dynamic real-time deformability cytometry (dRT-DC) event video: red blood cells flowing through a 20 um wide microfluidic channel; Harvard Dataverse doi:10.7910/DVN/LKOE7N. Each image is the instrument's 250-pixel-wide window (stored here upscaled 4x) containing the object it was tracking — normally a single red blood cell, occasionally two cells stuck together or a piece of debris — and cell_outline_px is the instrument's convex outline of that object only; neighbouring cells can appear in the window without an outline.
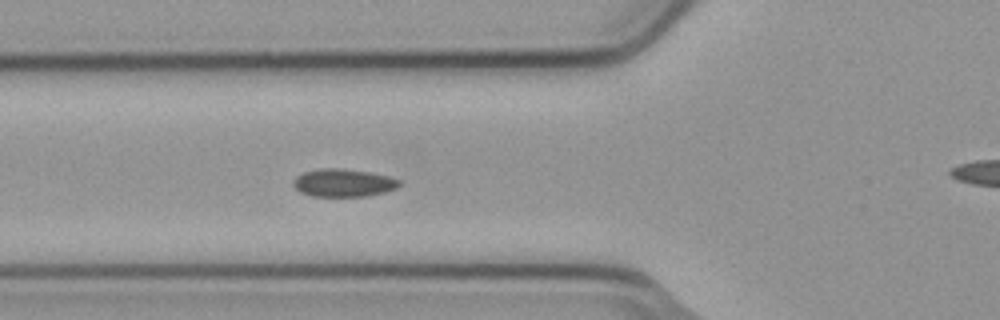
{"species": "common noctule bat (a hibernating species)", "species_latin": "Nyctalus noctula", "temperature_condition": "cold", "stored_images_in_passage": 6, "segment_of_instrument_passage": [1, 2], "camera_frame_rate_fps": 3000, "um_per_image_px": 0.085, "animal": {"sex": "male", "body_mass_g": 23.1, "forearm_length_mm": 52.7}, "frame": {"image": 1, "passage_image": 5, "time_ms": 1.333, "image_size_px": [1000, 320], "cell_outline_px": [[404, 184], [396, 188], [384, 192], [364, 196], [312, 196], [300, 192], [292, 184], [292, 180], [296, 176], [304, 172], [320, 168], [340, 168], [368, 172], [388, 176], [400, 180]], "centroid_in_image_um": [29.18, 15.54], "position_along_channel_um": 96.6, "area_um2": 17.22}}